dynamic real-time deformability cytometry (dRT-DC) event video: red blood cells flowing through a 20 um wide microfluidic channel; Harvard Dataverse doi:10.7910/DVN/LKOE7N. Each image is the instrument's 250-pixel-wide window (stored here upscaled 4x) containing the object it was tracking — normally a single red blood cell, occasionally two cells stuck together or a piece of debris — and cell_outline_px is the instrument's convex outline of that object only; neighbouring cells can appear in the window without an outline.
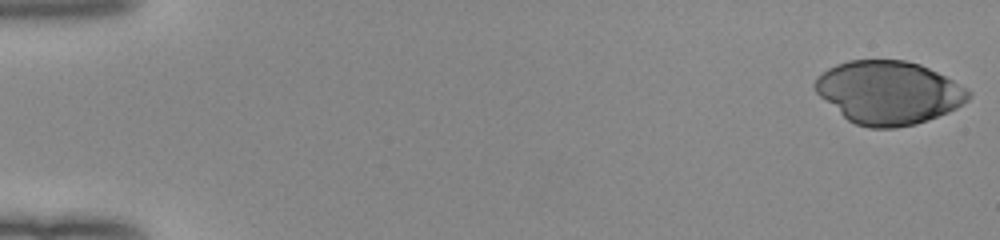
{"species": "human", "species_latin": "Homo sapiens", "temperature_condition": "room temperature", "stored_images_in_passage": 51, "camera_frame_rate_fps": 3000, "um_per_image_px": 0.085, "donor": {"sex": "female"}, "frame": {"image": 1, "passage_image": 1, "time_ms": 0.0, "image_size_px": [1000, 240], "cell_outline_px": [[972, 96], [964, 104], [948, 112], [928, 120], [916, 124], [896, 128], [868, 128], [856, 124], [848, 120], [820, 96], [816, 92], [812, 84], [828, 68], [836, 64], [848, 60], [904, 60], [920, 64], [968, 88], [972, 92]], "centroid_in_image_um": [75.56, 7.87], "position_along_channel_um": 9.4, "area_um2": 56.41}}